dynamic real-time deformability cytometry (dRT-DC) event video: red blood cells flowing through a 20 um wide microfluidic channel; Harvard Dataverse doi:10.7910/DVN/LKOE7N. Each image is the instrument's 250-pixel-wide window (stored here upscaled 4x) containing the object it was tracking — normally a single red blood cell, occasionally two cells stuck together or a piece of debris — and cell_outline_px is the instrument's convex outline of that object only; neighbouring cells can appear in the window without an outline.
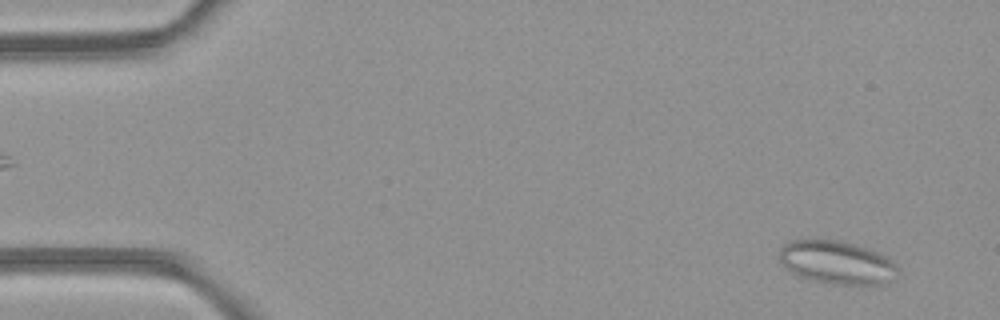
{"species": "common noctule bat (a hibernating species)", "species_latin": "Nyctalus noctula", "temperature_condition": "room temperature", "stored_images_in_passage": 50, "camera_frame_rate_fps": 3000, "um_per_image_px": 0.085, "animal": {"sex": "female", "body_mass_g": 21.9}, "frame": {"image": 1, "passage_image": 3, "time_ms": 0.667, "image_size_px": [1000, 320], "cell_outline_px": [[900, 272], [888, 284], [832, 284], [812, 280], [796, 276], [784, 268], [780, 260], [780, 248], [788, 240], [836, 240], [856, 244], [880, 252], [892, 260], [900, 268]], "centroid_in_image_um": [71.16, 22.32], "position_along_channel_um": 13.8, "area_um2": 30.35}}
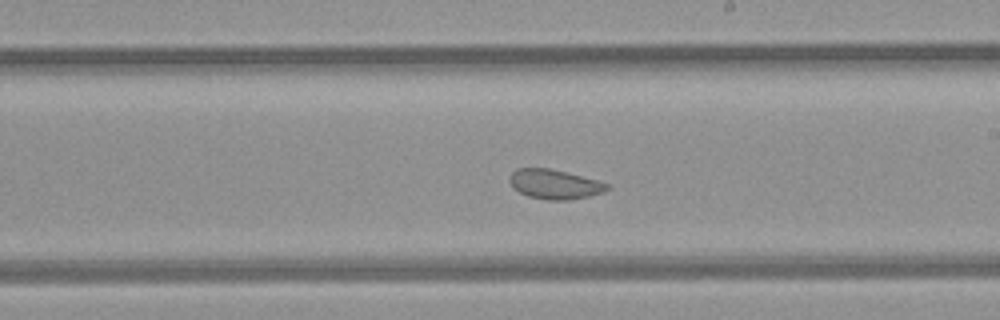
{"frame": {"image": 2, "passage_image": 28, "time_ms": 9.0, "image_size_px": [1000, 320], "cell_outline_px": [[612, 188], [604, 192], [588, 196], [568, 200], [548, 200], [528, 196], [512, 188], [508, 180], [512, 172], [516, 168], [548, 168], [568, 172], [612, 184]], "centroid_in_image_um": [47.17, 15.65], "position_along_channel_um": 241.8, "area_um2": 17.05}}
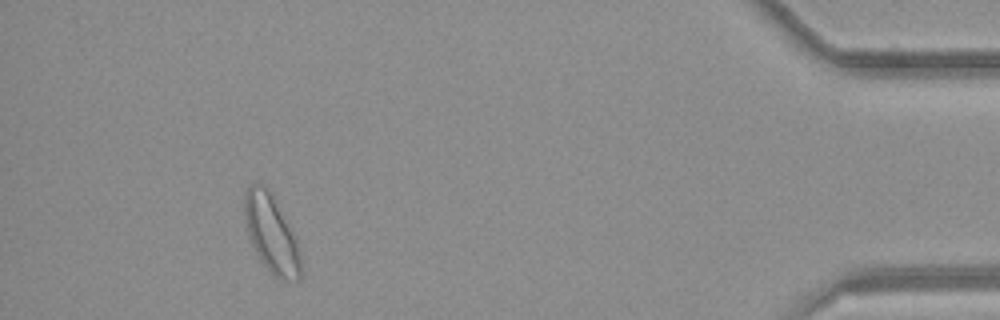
{"frame": {"image": 3, "passage_image": 45, "time_ms": 14.667, "image_size_px": [1000, 320], "cell_outline_px": [[304, 272], [300, 280], [280, 280], [260, 260], [248, 236], [244, 212], [244, 196], [248, 188], [252, 184], [264, 184], [272, 192], [296, 240]], "centroid_in_image_um": [23.08, 19.88], "position_along_channel_um": 412.1, "area_um2": 25.43}, "authors_computed_cell_mechanics": {"area_um2": 21.2415, "velocity_mm_per_s": 4.1905, "shape_relaxation_time_tau1_ms": null, "shape_relaxation_time_tau2_ms": 1.1352, "deformation_change_tau1": null, "deformation_change_tau2": 0.0626}}